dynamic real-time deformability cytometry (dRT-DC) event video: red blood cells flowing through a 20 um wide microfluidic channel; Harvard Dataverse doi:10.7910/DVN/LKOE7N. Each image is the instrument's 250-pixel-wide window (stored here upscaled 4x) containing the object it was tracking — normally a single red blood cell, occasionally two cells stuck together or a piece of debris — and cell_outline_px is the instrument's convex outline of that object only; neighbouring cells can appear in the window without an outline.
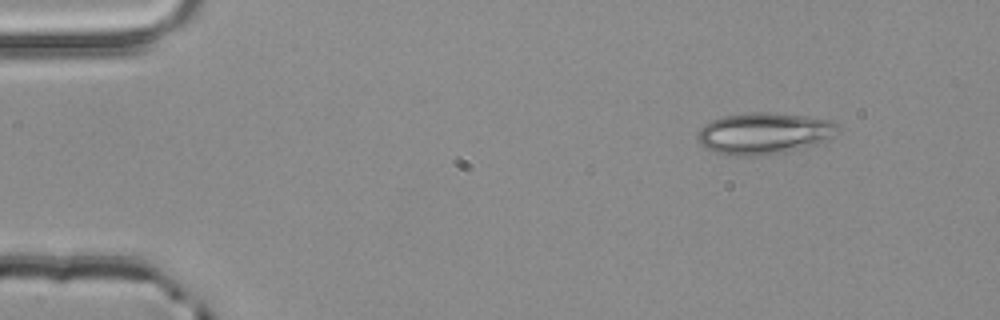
{"species": "common noctule bat (a hibernating species)", "species_latin": "Nyctalus noctula", "temperature_condition": "room temperature", "stored_images_in_passage": 3, "camera_frame_rate_fps": 3000, "um_per_image_px": 0.085, "animal": {"sex": "male", "body_mass_g": 20.4}, "frame": {"image": 1, "passage_image": 1, "time_ms": 0.0, "image_size_px": [1000, 320], "cell_outline_px": [[840, 132], [816, 144], [784, 152], [760, 156], [728, 156], [704, 148], [700, 144], [696, 136], [700, 128], [704, 124], [712, 120], [724, 116], [748, 112], [768, 112], [804, 116], [832, 120], [840, 128]], "centroid_in_image_um": [64.91, 11.34], "position_along_channel_um": 20.1, "area_um2": 34.16}}